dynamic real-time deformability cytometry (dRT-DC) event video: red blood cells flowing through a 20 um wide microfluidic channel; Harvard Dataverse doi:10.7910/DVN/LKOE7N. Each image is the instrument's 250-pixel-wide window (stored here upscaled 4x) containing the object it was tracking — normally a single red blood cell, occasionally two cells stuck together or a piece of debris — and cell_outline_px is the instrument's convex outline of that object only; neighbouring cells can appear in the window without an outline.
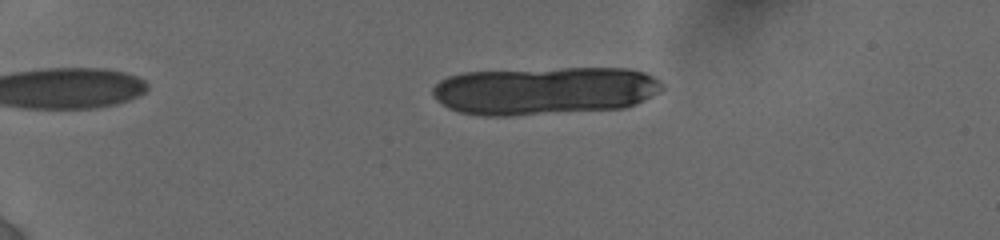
{"species": "human", "species_latin": "Homo sapiens", "temperature_condition": "cold", "stored_images_in_passage": 12, "camera_frame_rate_fps": 3000, "um_per_image_px": 0.085, "donor": {"sex": "female"}, "frame": {"image": 1, "passage_image": 7, "time_ms": 3.667, "image_size_px": [1000, 240], "cell_outline_px": [[664, 88], [644, 100], [636, 104], [624, 108], [512, 116], [484, 116], [460, 112], [448, 108], [436, 100], [432, 92], [432, 88], [440, 80], [448, 76], [464, 72], [564, 68], [628, 68], [644, 72], [660, 80], [664, 84]], "centroid_in_image_um": [46.29, 7.71], "position_along_channel_um": 38.7, "area_um2": 64.68}}